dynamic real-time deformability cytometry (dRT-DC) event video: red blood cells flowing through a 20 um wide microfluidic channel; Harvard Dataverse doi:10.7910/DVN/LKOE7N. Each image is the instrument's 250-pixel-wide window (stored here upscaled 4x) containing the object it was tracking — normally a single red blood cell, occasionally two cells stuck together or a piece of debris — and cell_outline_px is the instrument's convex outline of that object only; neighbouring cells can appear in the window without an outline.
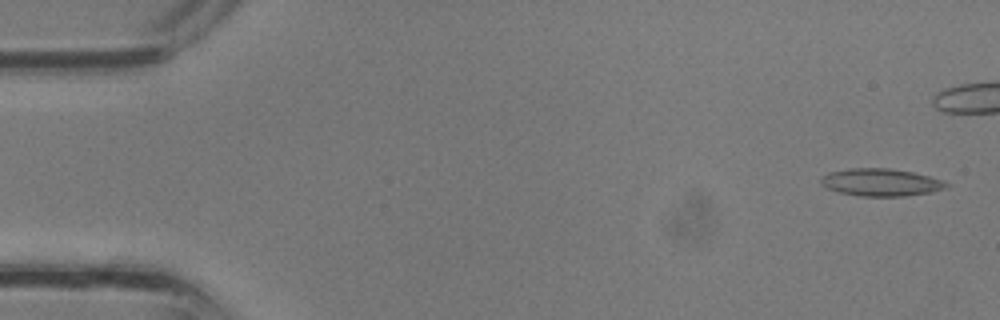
{"species": "common noctule bat (a hibernating species)", "species_latin": "Nyctalus noctula", "temperature_condition": "room temperature", "stored_images_in_passage": 27, "camera_frame_rate_fps": 3000, "um_per_image_px": 0.085, "animal": {"sex": "male", "body_mass_g": 13.3}, "frame": {"image": 1, "passage_image": 1, "time_ms": 0.0, "image_size_px": [1000, 320], "cell_outline_px": [[952, 184], [948, 188], [932, 192], [904, 196], [860, 196], [840, 192], [828, 188], [820, 184], [820, 180], [828, 172], [848, 168], [888, 168], [912, 172], [944, 180]], "centroid_in_image_um": [74.92, 15.5], "position_along_channel_um": 10.1, "area_um2": 20.17}}
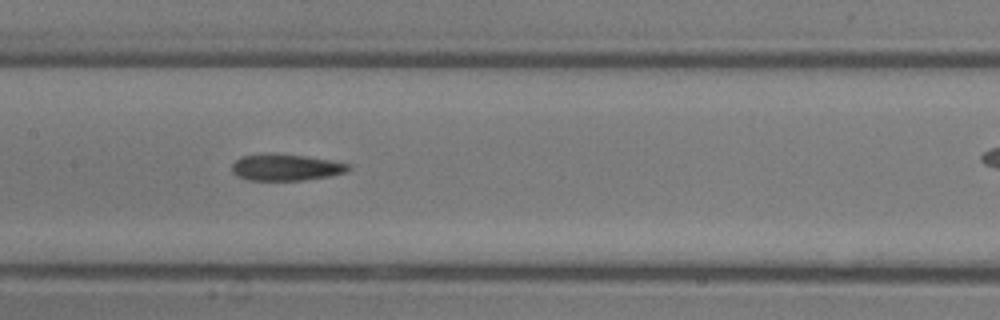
{"frame": {"image": 2, "passage_image": 16, "time_ms": 5.0, "image_size_px": [1000, 320], "cell_outline_px": [[352, 168], [348, 172], [328, 176], [304, 180], [248, 180], [236, 176], [232, 172], [232, 164], [240, 156], [308, 156], [332, 160], [352, 164]], "centroid_in_image_um": [24.38, 14.26], "position_along_channel_um": 183.0, "area_um2": 17.51}}
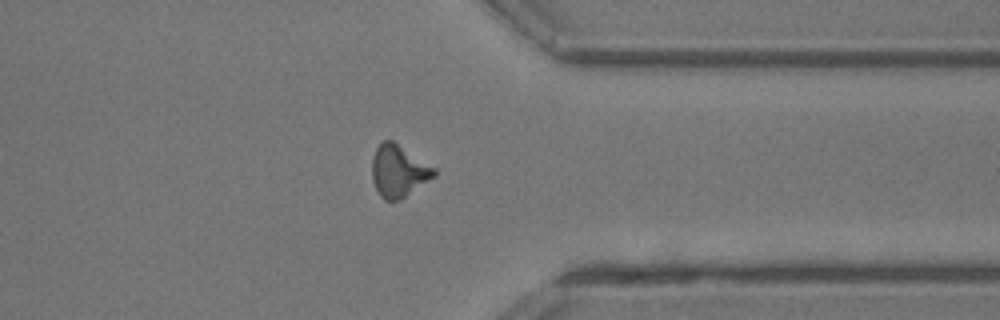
{"frame": {"image": 3, "passage_image": 26, "time_ms": 8.333, "image_size_px": [1000, 320], "cell_outline_px": [[436, 176], [400, 200], [384, 200], [380, 196], [372, 180], [372, 160], [376, 148], [384, 140], [392, 140], [436, 168]], "centroid_in_image_um": [33.89, 14.55], "position_along_channel_um": 377.5, "area_um2": 18.79}}